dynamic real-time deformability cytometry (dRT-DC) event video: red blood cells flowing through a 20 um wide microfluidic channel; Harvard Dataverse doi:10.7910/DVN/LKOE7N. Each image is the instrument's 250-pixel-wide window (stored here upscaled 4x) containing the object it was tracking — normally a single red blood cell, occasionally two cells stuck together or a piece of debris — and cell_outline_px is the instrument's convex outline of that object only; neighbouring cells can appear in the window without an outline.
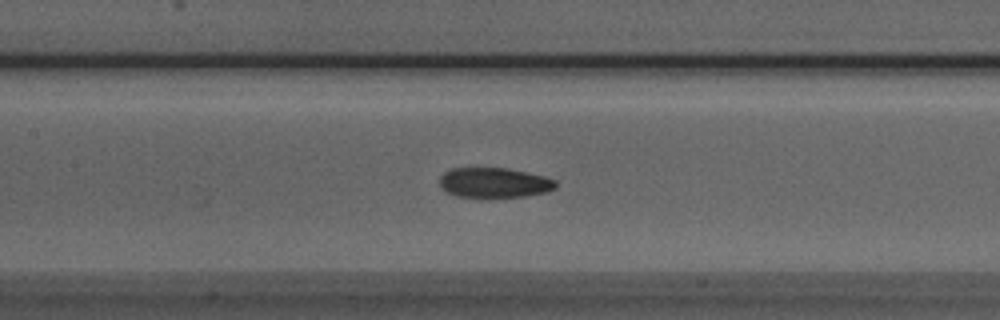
{"species": "Egyptian fruit bat (a non-hibernating species)", "species_latin": "Rousettus aegyptiacus", "temperature_condition": "room temperature", "stored_images_in_passage": 46, "camera_frame_rate_fps": 3000, "um_per_image_px": 0.085, "animal": {"sex": "male"}, "frame": {"image": 1, "passage_image": 16, "time_ms": 5.0, "image_size_px": [1000, 320], "cell_outline_px": [[556, 188], [548, 192], [524, 196], [456, 196], [444, 192], [440, 188], [440, 176], [444, 172], [452, 168], [508, 168], [544, 176], [556, 180]], "centroid_in_image_um": [41.99, 15.51], "position_along_channel_um": 165.4, "area_um2": 20.23}}
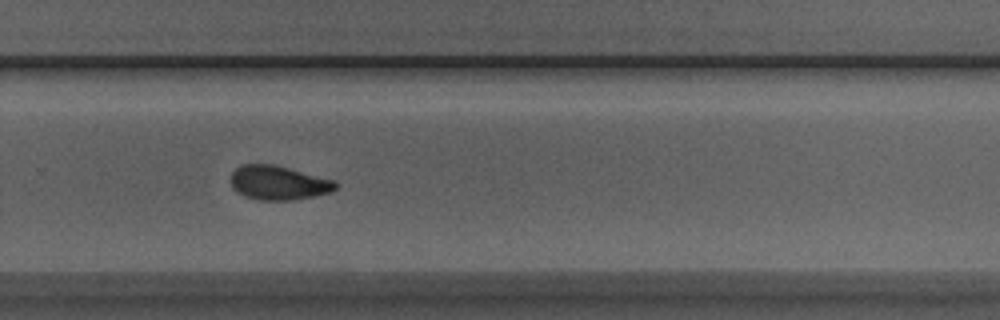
{"frame": {"image": 2, "passage_image": 27, "time_ms": 8.667, "image_size_px": [1000, 320], "cell_outline_px": [[340, 184], [332, 192], [292, 200], [260, 200], [244, 196], [236, 192], [232, 188], [228, 180], [232, 172], [240, 164], [272, 164], [336, 180]], "centroid_in_image_um": [23.64, 15.53], "position_along_channel_um": 306.2, "area_um2": 21.15}}
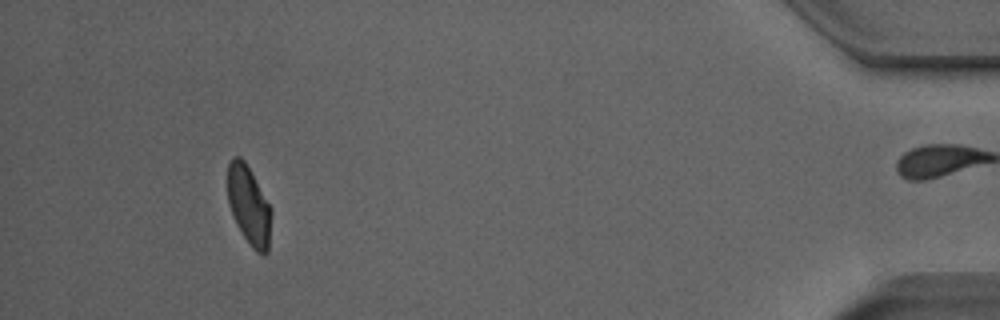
{"frame": {"image": 3, "passage_image": 41, "time_ms": 13.333, "image_size_px": [1000, 320], "cell_outline_px": [[272, 212], [268, 252], [264, 256], [256, 252], [252, 248], [236, 224], [228, 204], [228, 164], [232, 156], [240, 156], [244, 160], [272, 208]], "centroid_in_image_um": [21.17, 17.48], "position_along_channel_um": 414.0, "area_um2": 20.17}, "authors_computed_cell_mechanics": {"area_um2": 21.0392, "velocity_mm_per_s": 3.8513, "shape_relaxation_time_tau1_ms": 6.614, "shape_relaxation_time_tau2_ms": 2.0883, "deformation_change_tau1": 0.1689, "deformation_change_tau2": 0.0679}}